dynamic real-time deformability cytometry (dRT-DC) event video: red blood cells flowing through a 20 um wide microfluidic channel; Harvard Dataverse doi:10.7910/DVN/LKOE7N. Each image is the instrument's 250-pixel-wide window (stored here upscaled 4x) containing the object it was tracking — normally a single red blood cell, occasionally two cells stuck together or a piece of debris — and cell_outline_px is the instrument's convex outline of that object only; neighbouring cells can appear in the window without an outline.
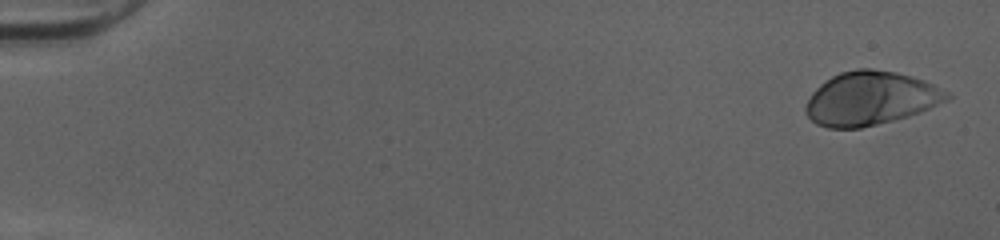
{"species": "human", "species_latin": "Homo sapiens", "temperature_condition": "cold", "stored_images_in_passage": 51, "camera_frame_rate_fps": 3000, "um_per_image_px": 0.085, "donor": {"sex": "female"}, "frame": {"image": 1, "passage_image": 2, "time_ms": 0.333, "image_size_px": [1000, 240], "cell_outline_px": [[952, 96], [948, 100], [920, 112], [908, 116], [860, 128], [828, 128], [816, 124], [804, 112], [804, 108], [812, 92], [820, 84], [832, 76], [840, 72], [856, 68], [872, 68], [896, 72], [912, 76], [924, 80], [948, 92]], "centroid_in_image_um": [73.98, 8.35], "position_along_channel_um": 11.0, "area_um2": 44.1}}
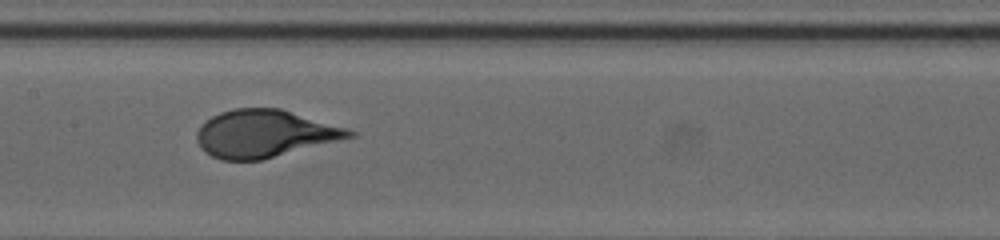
{"frame": {"image": 2, "passage_image": 27, "time_ms": 8.667, "image_size_px": [1000, 240], "cell_outline_px": [[356, 136], [260, 160], [220, 160], [204, 152], [200, 148], [196, 140], [196, 132], [212, 116], [220, 112], [232, 108], [280, 108], [348, 128], [356, 132]], "centroid_in_image_um": [22.48, 11.36], "position_along_channel_um": 184.9, "area_um2": 42.02}}
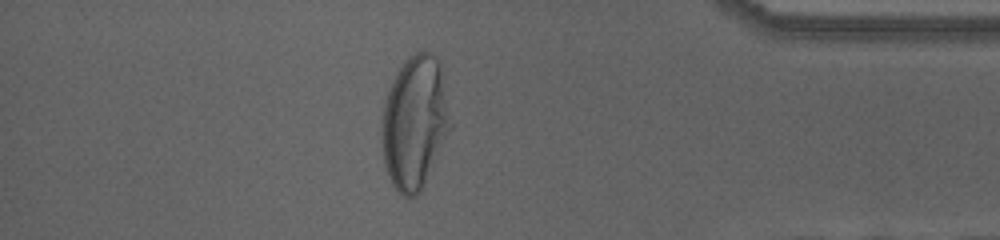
{"frame": {"image": 3, "passage_image": 45, "time_ms": 14.667, "image_size_px": [1000, 240], "cell_outline_px": [[452, 128], [420, 192], [416, 196], [404, 196], [392, 184], [388, 176], [384, 164], [384, 104], [388, 92], [404, 60], [416, 52], [424, 48], [432, 52], [436, 56], [440, 64], [452, 124]], "centroid_in_image_um": [35.3, 10.38], "position_along_channel_um": 399.9, "area_um2": 52.48}, "authors_computed_cell_mechanics": {"area_um2": 42.8876, "velocity_mm_per_s": 4.0319, "shape_relaxation_time_tau1_ms": 3.3501, "shape_relaxation_time_tau2_ms": null, "deformation_change_tau1": 0.1857, "deformation_change_tau2": null}}